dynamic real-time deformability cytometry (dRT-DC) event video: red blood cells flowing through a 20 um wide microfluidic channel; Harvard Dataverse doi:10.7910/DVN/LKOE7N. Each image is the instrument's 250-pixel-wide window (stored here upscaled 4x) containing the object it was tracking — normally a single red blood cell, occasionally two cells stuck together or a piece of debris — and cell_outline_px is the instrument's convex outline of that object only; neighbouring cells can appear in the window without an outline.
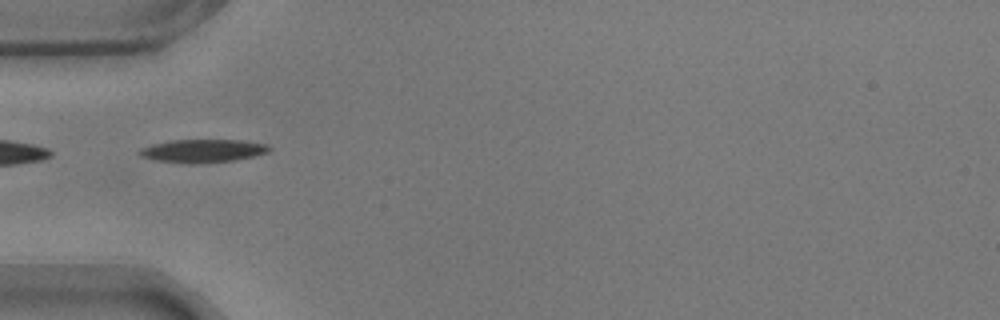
{"species": "common noctule bat (a hibernating species)", "species_latin": "Nyctalus noctula", "temperature_condition": "warm", "stored_images_in_passage": 40, "camera_frame_rate_fps": 3000, "um_per_image_px": 0.085, "animal": {"sex": "male", "body_mass_g": 17.9}, "frame": {"image": 1, "passage_image": 1, "time_ms": 0.0, "image_size_px": [1000, 320], "cell_outline_px": [[272, 148], [268, 152], [256, 156], [232, 160], [156, 160], [140, 156], [136, 152], [140, 148], [152, 144], [172, 140], [244, 140], [268, 144]], "centroid_in_image_um": [17.3, 12.75], "position_along_channel_um": 67.7, "area_um2": 16.47}}
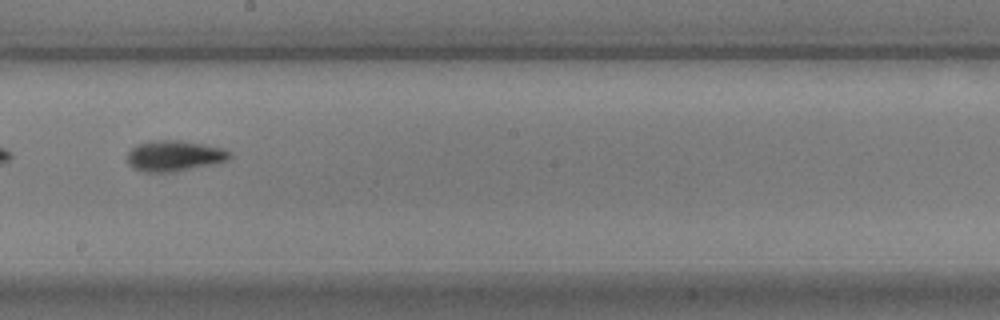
{"frame": {"image": 2, "passage_image": 15, "time_ms": 4.667, "image_size_px": [1000, 320], "cell_outline_px": [[232, 156], [228, 160], [168, 172], [144, 172], [128, 164], [128, 152], [136, 144], [152, 140], [180, 140], [204, 144], [224, 148], [232, 152]], "centroid_in_image_um": [14.81, 13.21], "position_along_channel_um": 233.4, "area_um2": 18.09}}
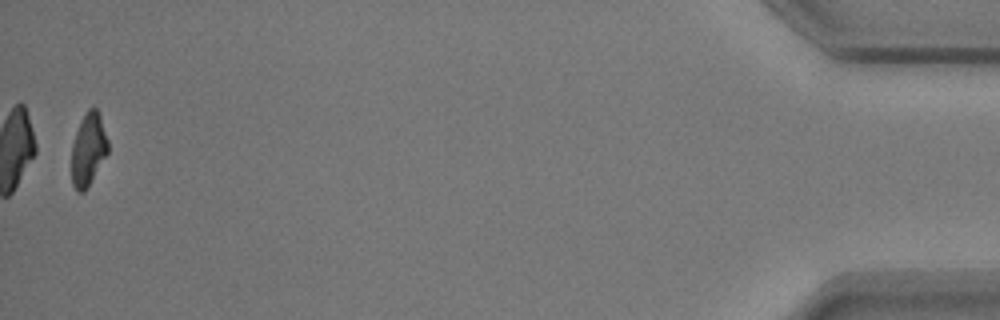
{"frame": {"image": 3, "passage_image": 39, "time_ms": 12.667, "image_size_px": [1000, 320], "cell_outline_px": [[108, 152], [88, 188], [84, 192], [76, 192], [72, 184], [72, 144], [80, 120], [88, 108], [96, 108], [100, 116], [108, 140]], "centroid_in_image_um": [7.5, 12.73], "position_along_channel_um": 427.7, "area_um2": 15.49}, "authors_computed_cell_mechanics": {"area_um2": 16.5019, "velocity_mm_per_s": 3.5413, "shape_relaxation_time_tau1_ms": 3.0664, "shape_relaxation_time_tau2_ms": 4.9086, "deformation_change_tau1": 0.1405, "deformation_change_tau2": 0.1149}}